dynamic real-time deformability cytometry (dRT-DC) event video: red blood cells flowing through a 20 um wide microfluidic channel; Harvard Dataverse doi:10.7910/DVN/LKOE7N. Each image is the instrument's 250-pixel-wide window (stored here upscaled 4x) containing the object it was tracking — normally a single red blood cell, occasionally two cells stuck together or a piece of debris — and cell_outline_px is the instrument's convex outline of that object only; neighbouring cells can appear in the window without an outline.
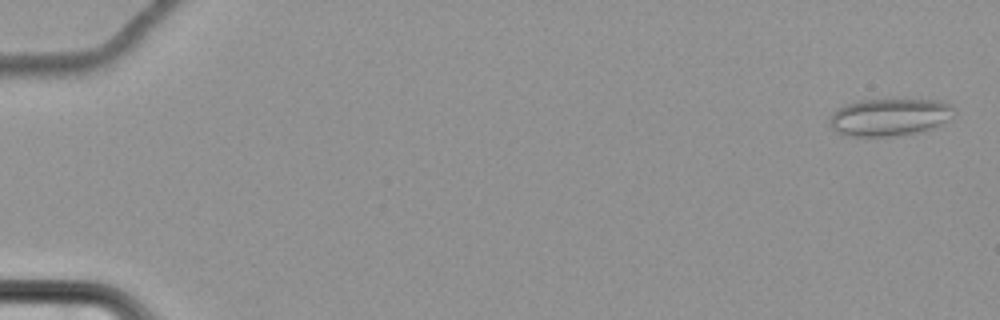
{"species": "common noctule bat (a hibernating species)", "species_latin": "Nyctalus noctula", "temperature_condition": "cold", "stored_images_in_passage": 63, "camera_frame_rate_fps": 3000, "um_per_image_px": 0.085, "animal": {"sex": "female", "body_mass_g": 22.7, "forearm_length_mm": 54.2}, "frame": {"image": 1, "passage_image": 2, "time_ms": 0.333, "image_size_px": [1000, 320], "cell_outline_px": [[956, 112], [940, 124], [932, 128], [916, 132], [892, 136], [840, 136], [832, 128], [828, 120], [832, 112], [848, 104], [860, 100], [940, 100], [956, 108]], "centroid_in_image_um": [75.57, 9.96], "position_along_channel_um": 9.4, "area_um2": 26.99}}
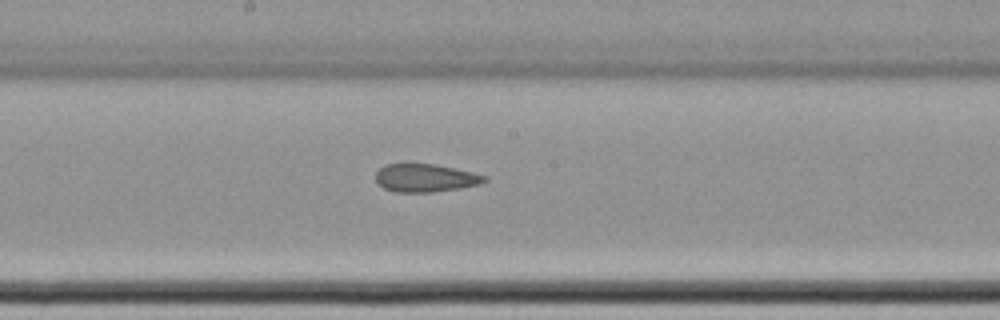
{"frame": {"image": 2, "passage_image": 36, "time_ms": 11.667, "image_size_px": [1000, 320], "cell_outline_px": [[488, 180], [480, 184], [460, 188], [432, 192], [396, 192], [384, 188], [376, 180], [376, 172], [384, 164], [404, 160], [408, 160], [436, 164], [472, 172], [488, 176]], "centroid_in_image_um": [36.12, 15.07], "position_along_channel_um": 212.1, "area_um2": 18.55}}
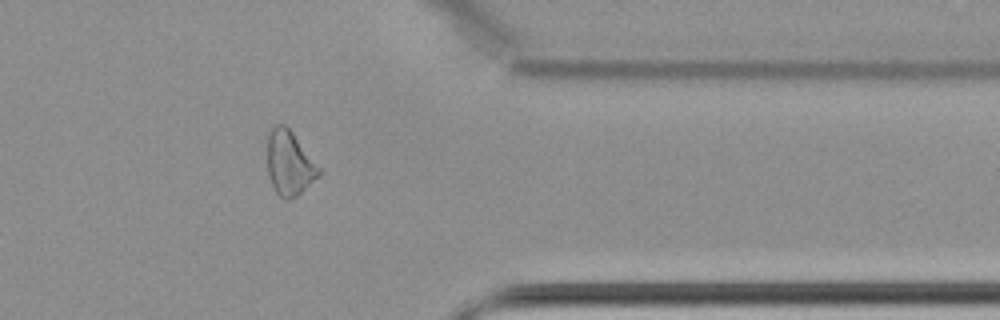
{"frame": {"image": 3, "passage_image": 52, "time_ms": 17.0, "image_size_px": [1000, 320], "cell_outline_px": [[320, 172], [296, 196], [288, 200], [284, 200], [276, 192], [272, 184], [268, 172], [268, 132], [276, 124], [284, 124], [292, 132], [320, 168]], "centroid_in_image_um": [24.56, 13.85], "position_along_channel_um": 386.8, "area_um2": 18.73}, "authors_computed_cell_mechanics": {"area_um2": 20.519, "velocity_mm_per_s": 3.4723, "shape_relaxation_time_tau1_ms": null, "shape_relaxation_time_tau2_ms": 6.5119, "deformation_change_tau1": null, "deformation_change_tau2": 0.129}}